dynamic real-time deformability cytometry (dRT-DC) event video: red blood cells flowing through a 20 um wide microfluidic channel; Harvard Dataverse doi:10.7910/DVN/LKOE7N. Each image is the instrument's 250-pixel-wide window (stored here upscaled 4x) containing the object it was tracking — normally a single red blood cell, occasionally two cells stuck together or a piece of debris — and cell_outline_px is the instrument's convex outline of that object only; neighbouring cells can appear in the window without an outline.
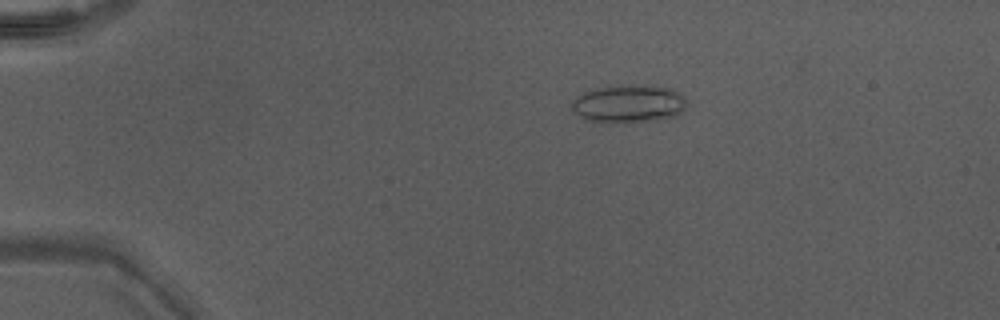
{"species": "Egyptian fruit bat (a non-hibernating species)", "species_latin": "Rousettus aegyptiacus", "temperature_condition": "warm", "stored_images_in_passage": 39, "camera_frame_rate_fps": 3000, "um_per_image_px": 0.085, "animal": {"sex": "male"}, "frame": {"image": 1, "passage_image": 1, "time_ms": 0.0, "image_size_px": [1000, 320], "cell_outline_px": [[688, 104], [676, 116], [656, 120], [628, 124], [600, 124], [588, 120], [572, 112], [572, 100], [584, 92], [592, 88], [608, 84], [644, 84], [672, 88], [684, 96]], "centroid_in_image_um": [53.41, 8.82], "position_along_channel_um": 31.6, "area_um2": 26.76}}
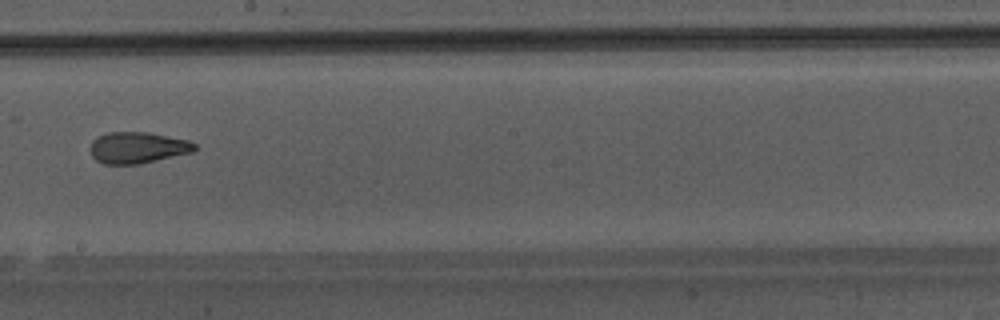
{"frame": {"image": 2, "passage_image": 20, "time_ms": 6.333, "image_size_px": [1000, 320], "cell_outline_px": [[196, 148], [192, 152], [156, 160], [136, 164], [104, 164], [96, 160], [92, 156], [92, 140], [108, 132], [148, 132], [188, 140], [196, 144]], "centroid_in_image_um": [11.7, 12.54], "position_along_channel_um": 236.5, "area_um2": 18.79}}
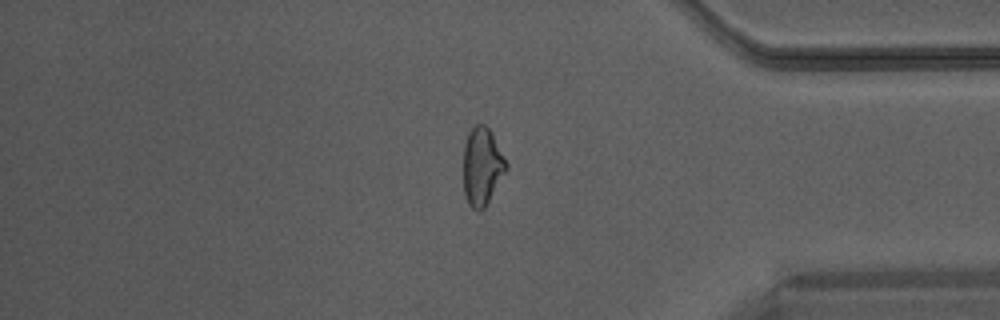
{"frame": {"image": 3, "passage_image": 32, "time_ms": 10.333, "image_size_px": [1000, 320], "cell_outline_px": [[508, 168], [484, 208], [480, 212], [472, 208], [468, 204], [464, 192], [464, 144], [468, 132], [476, 124], [484, 124], [488, 128], [508, 164]], "centroid_in_image_um": [40.96, 14.16], "position_along_channel_um": 394.2, "area_um2": 19.19}}